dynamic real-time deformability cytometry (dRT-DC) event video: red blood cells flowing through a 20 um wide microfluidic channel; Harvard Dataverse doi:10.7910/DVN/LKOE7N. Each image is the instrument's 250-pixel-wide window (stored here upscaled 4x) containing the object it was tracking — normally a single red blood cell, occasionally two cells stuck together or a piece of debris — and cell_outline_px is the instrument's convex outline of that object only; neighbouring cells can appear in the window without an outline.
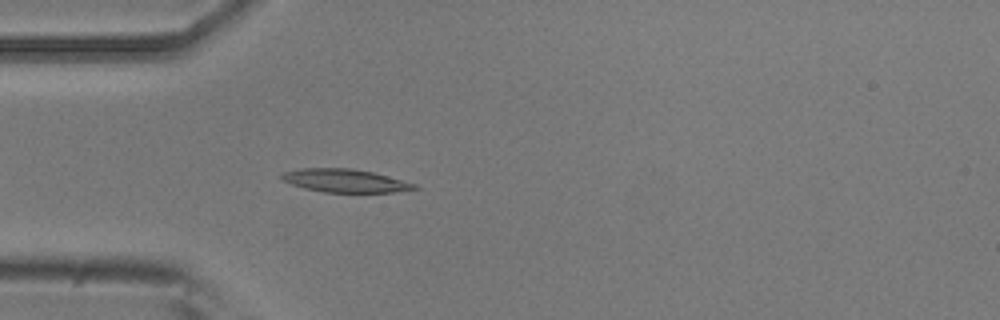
{"species": "common noctule bat (a hibernating species)", "species_latin": "Nyctalus noctula", "temperature_condition": "room temperature", "stored_images_in_passage": 4, "camera_frame_rate_fps": 3000, "um_per_image_px": 0.085, "animal": {"sex": "male", "body_mass_g": 20.5, "forearm_length_mm": 52.5}, "frame": {"image": 1, "passage_image": 4, "time_ms": 1.0, "image_size_px": [1000, 320], "cell_outline_px": [[420, 188], [396, 192], [324, 192], [304, 188], [292, 184], [284, 180], [280, 176], [284, 172], [300, 168], [348, 168], [372, 172], [388, 176], [416, 184]], "centroid_in_image_um": [29.34, 15.36], "position_along_channel_um": 55.7, "area_um2": 17.74}}